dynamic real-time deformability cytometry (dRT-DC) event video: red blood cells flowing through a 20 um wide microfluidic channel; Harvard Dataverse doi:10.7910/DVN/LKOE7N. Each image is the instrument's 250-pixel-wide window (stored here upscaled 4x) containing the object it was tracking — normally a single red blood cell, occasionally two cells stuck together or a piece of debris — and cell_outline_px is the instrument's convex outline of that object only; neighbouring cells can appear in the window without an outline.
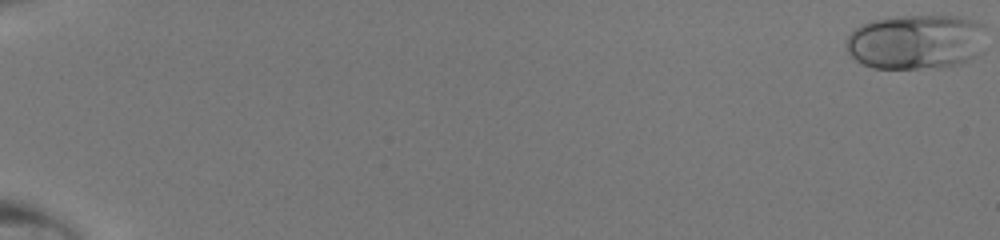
{"species": "human", "species_latin": "Homo sapiens", "temperature_condition": "room temperature", "stored_images_in_passage": 12, "camera_frame_rate_fps": 3000, "um_per_image_px": 0.085, "donor": {"sex": "male"}, "frame": {"image": 1, "passage_image": 1, "time_ms": 0.0, "image_size_px": [1000, 240], "cell_outline_px": [[984, 24], [976, 56], [960, 64], [940, 68], [872, 68], [856, 60], [848, 52], [848, 36], [856, 28], [872, 20], [900, 16], [960, 16]], "centroid_in_image_um": [77.83, 3.56], "position_along_channel_um": 7.2, "area_um2": 44.16}}